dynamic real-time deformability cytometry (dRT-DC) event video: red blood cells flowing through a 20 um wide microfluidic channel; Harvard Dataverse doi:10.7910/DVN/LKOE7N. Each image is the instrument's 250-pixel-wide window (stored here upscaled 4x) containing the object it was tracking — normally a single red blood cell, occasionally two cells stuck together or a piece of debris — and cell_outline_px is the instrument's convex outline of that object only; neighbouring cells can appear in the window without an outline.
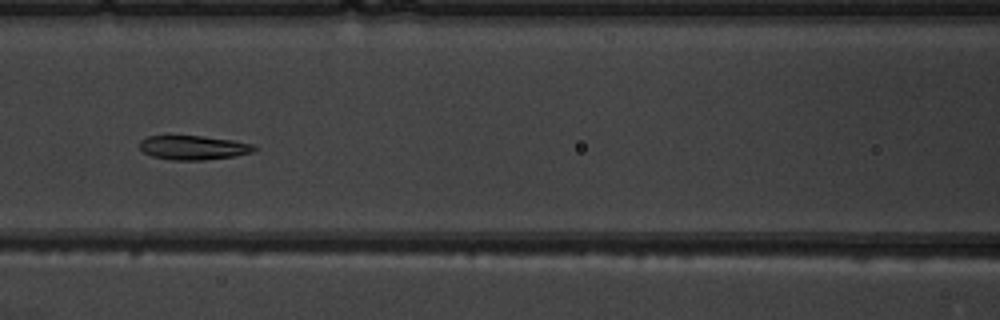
{"species": "common noctule bat (a hibernating species)", "species_latin": "Nyctalus noctula", "temperature_condition": "warm", "stored_images_in_passage": 8, "camera_frame_rate_fps": 3000, "um_per_image_px": 0.085, "animal": {"sex": "male", "body_mass_g": 19.5, "forearm_length_mm": 54.6}, "frame": {"image": 1, "passage_image": 8, "time_ms": 9.0, "image_size_px": [1000, 320], "cell_outline_px": [[256, 148], [252, 152], [232, 156], [204, 160], [168, 160], [152, 156], [144, 152], [140, 148], [140, 140], [148, 136], [200, 136], [232, 140], [252, 144]], "centroid_in_image_um": [16.39, 12.55], "position_along_channel_um": 150.2, "area_um2": 15.95}}